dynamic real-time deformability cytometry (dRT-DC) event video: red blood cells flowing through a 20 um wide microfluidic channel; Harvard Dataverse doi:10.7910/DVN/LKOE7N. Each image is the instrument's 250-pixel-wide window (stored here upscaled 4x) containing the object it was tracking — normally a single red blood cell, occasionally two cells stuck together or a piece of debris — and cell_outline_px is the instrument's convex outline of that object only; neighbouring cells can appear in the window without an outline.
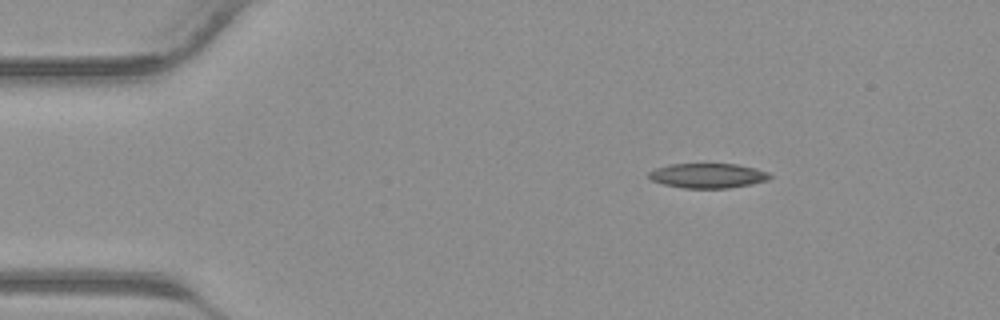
{"species": "common noctule bat (a hibernating species)", "species_latin": "Nyctalus noctula", "temperature_condition": "warm", "stored_images_in_passage": 36, "camera_frame_rate_fps": 3000, "um_per_image_px": 0.085, "animal": {"sex": "male", "body_mass_g": 23.1, "forearm_length_mm": 52.7}, "frame": {"image": 1, "passage_image": 1, "time_ms": 0.0, "image_size_px": [1000, 320], "cell_outline_px": [[772, 176], [768, 180], [752, 184], [728, 188], [684, 188], [664, 184], [652, 180], [648, 176], [648, 172], [656, 168], [668, 164], [736, 164], [756, 168], [768, 172]], "centroid_in_image_um": [60.18, 14.93], "position_along_channel_um": 24.8, "area_um2": 17.46}}
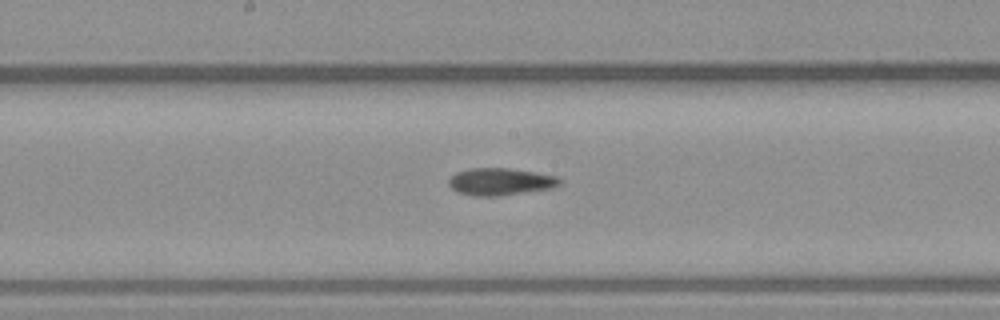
{"frame": {"image": 2, "passage_image": 16, "time_ms": 5.0, "image_size_px": [1000, 320], "cell_outline_px": [[564, 180], [560, 184], [552, 188], [496, 196], [476, 196], [460, 192], [452, 188], [448, 184], [448, 180], [456, 172], [468, 168], [508, 168], [536, 172], [556, 176]], "centroid_in_image_um": [42.55, 15.43], "position_along_channel_um": 205.7, "area_um2": 17.51}}
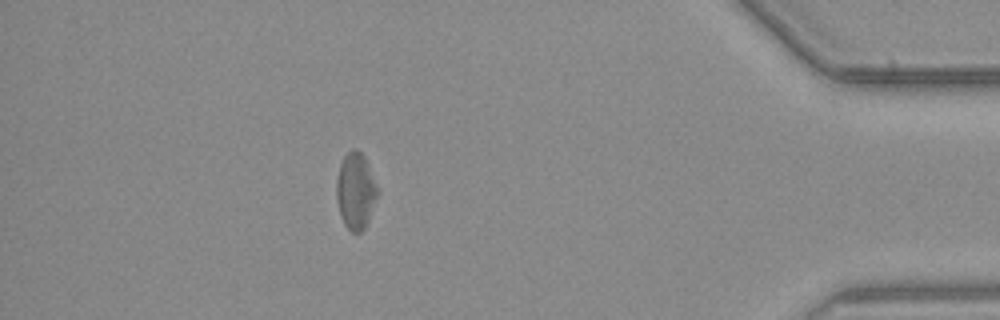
{"frame": {"image": 3, "passage_image": 31, "time_ms": 10.0, "image_size_px": [1000, 320], "cell_outline_px": [[380, 192], [368, 220], [364, 228], [360, 232], [352, 232], [344, 224], [340, 216], [336, 200], [336, 180], [340, 164], [344, 156], [352, 148], [356, 148], [364, 156], [368, 164]], "centroid_in_image_um": [30.23, 16.22], "position_along_channel_um": 405.0, "area_um2": 18.44}}